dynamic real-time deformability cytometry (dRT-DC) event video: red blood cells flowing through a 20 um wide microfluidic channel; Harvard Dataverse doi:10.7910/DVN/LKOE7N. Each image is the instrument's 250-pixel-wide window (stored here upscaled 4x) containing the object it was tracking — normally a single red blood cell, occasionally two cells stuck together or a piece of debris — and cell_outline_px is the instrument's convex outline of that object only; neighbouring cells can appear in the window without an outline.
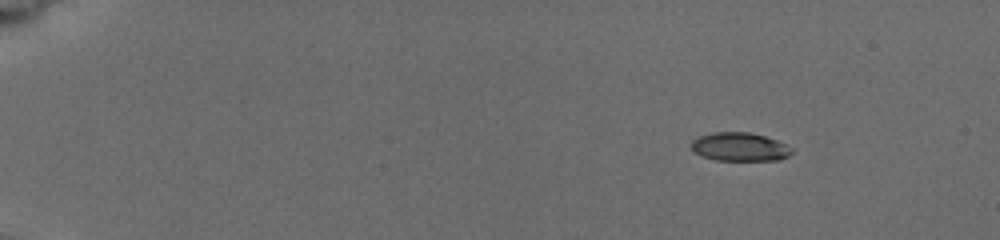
{"species": "common noctule bat (a hibernating species)", "species_latin": "Nyctalus noctula", "temperature_condition": "cold", "stored_images_in_passage": 5, "camera_frame_rate_fps": 3000, "um_per_image_px": 0.085, "animal": {"sex": "female", "body_mass_g": 19.5, "forearm_length_mm": 54.1}, "frame": {"image": 1, "passage_image": 1, "time_ms": 0.0, "image_size_px": [1000, 240], "cell_outline_px": [[792, 152], [788, 156], [780, 160], [716, 160], [704, 156], [696, 152], [688, 144], [692, 140], [700, 136], [712, 132], [748, 132], [764, 136], [776, 140], [792, 148]], "centroid_in_image_um": [62.86, 12.48], "position_along_channel_um": 22.1, "area_um2": 16.59}}
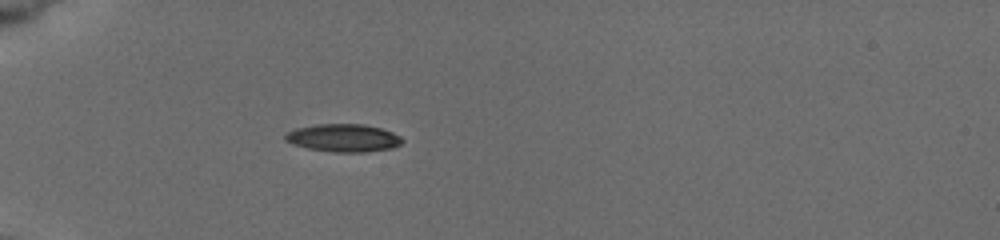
{"frame": {"image": 2, "passage_image": 5, "time_ms": 3.667, "image_size_px": [1000, 240], "cell_outline_px": [[404, 140], [400, 144], [392, 148], [364, 152], [336, 152], [308, 148], [292, 144], [284, 140], [284, 136], [288, 132], [296, 128], [316, 124], [364, 124], [380, 128], [392, 132], [400, 136]], "centroid_in_image_um": [29.18, 11.72], "position_along_channel_um": 55.8, "area_um2": 18.9}}